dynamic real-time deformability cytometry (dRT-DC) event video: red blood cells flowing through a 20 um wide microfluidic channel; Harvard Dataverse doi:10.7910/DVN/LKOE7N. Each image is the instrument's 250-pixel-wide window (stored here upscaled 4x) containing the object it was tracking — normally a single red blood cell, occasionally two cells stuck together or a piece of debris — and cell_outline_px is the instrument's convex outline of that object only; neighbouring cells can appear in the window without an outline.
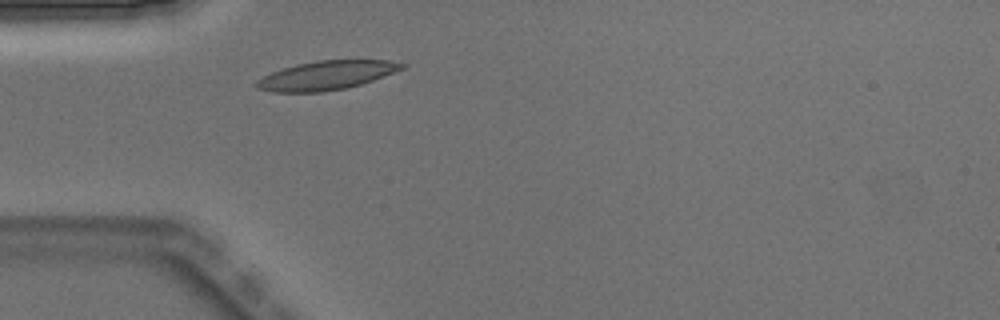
{"species": "Egyptian fruit bat (a non-hibernating species)", "species_latin": "Rousettus aegyptiacus", "temperature_condition": "warm", "stored_images_in_passage": 1, "camera_frame_rate_fps": 3000, "um_per_image_px": 0.085, "animal": {"sex": "male"}, "frame": {"image": 1, "passage_image": 1, "time_ms": 0.0, "image_size_px": [1000, 320], "cell_outline_px": [[408, 64], [404, 68], [372, 80], [348, 88], [324, 92], [272, 92], [256, 88], [256, 80], [272, 72], [296, 64], [316, 60], [388, 60]], "centroid_in_image_um": [27.74, 6.41], "position_along_channel_um": 57.3, "area_um2": 24.45}}